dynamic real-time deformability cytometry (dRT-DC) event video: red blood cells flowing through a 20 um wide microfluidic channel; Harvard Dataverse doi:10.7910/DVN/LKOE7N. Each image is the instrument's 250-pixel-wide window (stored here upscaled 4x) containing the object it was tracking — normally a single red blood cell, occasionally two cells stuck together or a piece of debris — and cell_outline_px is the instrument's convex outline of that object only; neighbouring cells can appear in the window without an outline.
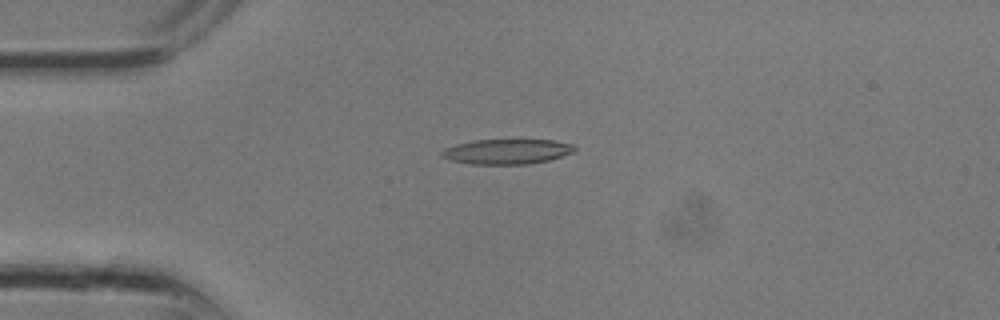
{"species": "common noctule bat (a hibernating species)", "species_latin": "Nyctalus noctula", "temperature_condition": "room temperature", "stored_images_in_passage": 9, "camera_frame_rate_fps": 3000, "um_per_image_px": 0.085, "animal": {"sex": "male", "body_mass_g": 13.3}, "frame": {"image": 1, "passage_image": 6, "time_ms": 1.667, "image_size_px": [1000, 320], "cell_outline_px": [[576, 148], [572, 152], [548, 160], [528, 164], [472, 164], [448, 160], [440, 156], [440, 152], [444, 148], [456, 144], [472, 140], [556, 140], [576, 144]], "centroid_in_image_um": [43.06, 12.87], "position_along_channel_um": 41.9, "area_um2": 19.48}}
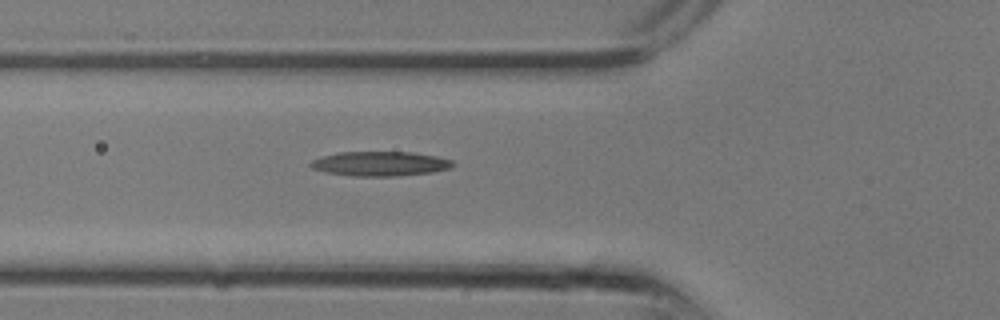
{"frame": {"image": 2, "passage_image": 9, "time_ms": 2.667, "image_size_px": [1000, 320], "cell_outline_px": [[456, 164], [452, 168], [432, 172], [396, 176], [352, 176], [324, 172], [312, 168], [308, 164], [312, 160], [320, 156], [336, 152], [412, 152], [436, 156], [452, 160]], "centroid_in_image_um": [32.29, 13.91], "position_along_channel_um": 93.5, "area_um2": 20.58}}